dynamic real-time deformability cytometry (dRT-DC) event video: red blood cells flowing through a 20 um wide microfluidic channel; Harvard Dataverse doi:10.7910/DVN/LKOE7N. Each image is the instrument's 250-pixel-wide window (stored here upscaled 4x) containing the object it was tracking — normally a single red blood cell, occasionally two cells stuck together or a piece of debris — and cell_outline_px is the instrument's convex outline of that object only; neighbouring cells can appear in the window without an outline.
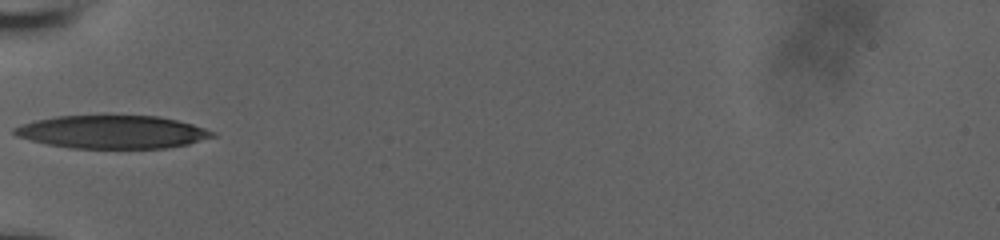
{"species": "human", "species_latin": "Homo sapiens", "temperature_condition": "room temperature", "stored_images_in_passage": 29, "camera_frame_rate_fps": 3000, "um_per_image_px": 0.085, "donor": {"sex": "male"}, "frame": {"image": 1, "passage_image": 1, "time_ms": 0.0, "image_size_px": [1000, 240], "cell_outline_px": [[216, 136], [188, 144], [168, 148], [72, 148], [48, 144], [16, 136], [12, 132], [12, 128], [32, 120], [56, 116], [104, 112], [108, 112], [160, 116], [192, 124], [216, 132]], "centroid_in_image_um": [9.52, 11.16], "position_along_channel_um": 75.5, "area_um2": 39.71}}
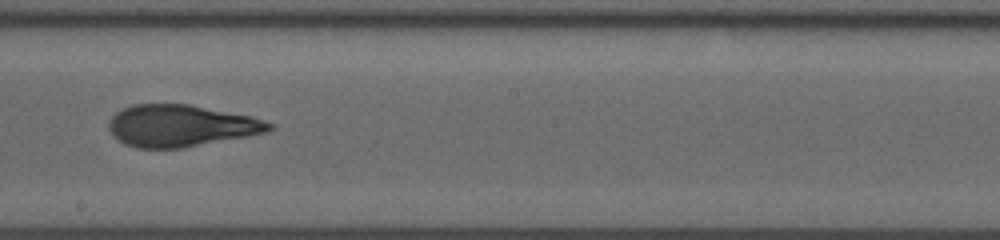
{"frame": {"image": 2, "passage_image": 13, "time_ms": 4.0, "image_size_px": [1000, 240], "cell_outline_px": [[276, 128], [268, 132], [180, 148], [136, 148], [124, 144], [108, 128], [108, 124], [112, 116], [116, 112], [132, 104], [188, 104], [252, 116], [264, 120], [272, 124]], "centroid_in_image_um": [15.38, 10.68], "position_along_channel_um": 232.8, "area_um2": 38.84}}
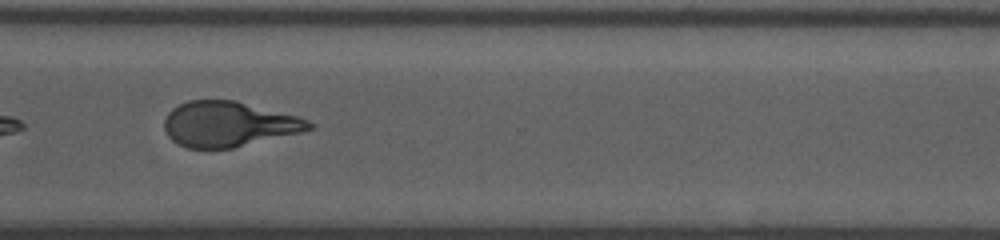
{"frame": {"image": 3, "passage_image": 22, "time_ms": 7.0, "image_size_px": [1000, 240], "cell_outline_px": [[316, 124], [312, 128], [304, 132], [232, 148], [188, 148], [172, 140], [168, 136], [164, 128], [164, 120], [168, 112], [172, 108], [188, 100], [236, 100], [296, 116], [308, 120]], "centroid_in_image_um": [19.44, 10.55], "position_along_channel_um": 351.2, "area_um2": 38.15}, "authors_computed_cell_mechanics": {"area_um2": 38.8416, "velocity_mm_per_s": 3.9573, "shape_relaxation_time_tau1_ms": 5.2516, "shape_relaxation_time_tau2_ms": 1.5242, "deformation_change_tau1": 0.2078, "deformation_change_tau2": 0.0998}}